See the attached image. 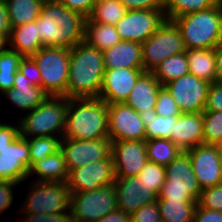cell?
<instances>
[{
	"label": "cell",
	"mask_w": 222,
	"mask_h": 222,
	"mask_svg": "<svg viewBox=\"0 0 222 222\" xmlns=\"http://www.w3.org/2000/svg\"><path fill=\"white\" fill-rule=\"evenodd\" d=\"M86 17L57 0H45L38 17L43 47L71 49L84 40Z\"/></svg>",
	"instance_id": "cell-1"
},
{
	"label": "cell",
	"mask_w": 222,
	"mask_h": 222,
	"mask_svg": "<svg viewBox=\"0 0 222 222\" xmlns=\"http://www.w3.org/2000/svg\"><path fill=\"white\" fill-rule=\"evenodd\" d=\"M104 72L102 51L85 41L78 43L70 49L66 97L68 99L99 97Z\"/></svg>",
	"instance_id": "cell-2"
},
{
	"label": "cell",
	"mask_w": 222,
	"mask_h": 222,
	"mask_svg": "<svg viewBox=\"0 0 222 222\" xmlns=\"http://www.w3.org/2000/svg\"><path fill=\"white\" fill-rule=\"evenodd\" d=\"M63 138L76 140L109 138L108 104L99 97L68 99Z\"/></svg>",
	"instance_id": "cell-3"
},
{
	"label": "cell",
	"mask_w": 222,
	"mask_h": 222,
	"mask_svg": "<svg viewBox=\"0 0 222 222\" xmlns=\"http://www.w3.org/2000/svg\"><path fill=\"white\" fill-rule=\"evenodd\" d=\"M178 27L186 50L212 49L222 41V11L219 5L172 20Z\"/></svg>",
	"instance_id": "cell-4"
},
{
	"label": "cell",
	"mask_w": 222,
	"mask_h": 222,
	"mask_svg": "<svg viewBox=\"0 0 222 222\" xmlns=\"http://www.w3.org/2000/svg\"><path fill=\"white\" fill-rule=\"evenodd\" d=\"M0 122V180L21 183L28 179L30 149L27 139L20 136L18 120Z\"/></svg>",
	"instance_id": "cell-5"
},
{
	"label": "cell",
	"mask_w": 222,
	"mask_h": 222,
	"mask_svg": "<svg viewBox=\"0 0 222 222\" xmlns=\"http://www.w3.org/2000/svg\"><path fill=\"white\" fill-rule=\"evenodd\" d=\"M68 98L65 96H48L36 108L18 118L20 136L62 137L65 131Z\"/></svg>",
	"instance_id": "cell-6"
},
{
	"label": "cell",
	"mask_w": 222,
	"mask_h": 222,
	"mask_svg": "<svg viewBox=\"0 0 222 222\" xmlns=\"http://www.w3.org/2000/svg\"><path fill=\"white\" fill-rule=\"evenodd\" d=\"M32 58L39 69L43 91L48 96L66 97L70 49L42 47Z\"/></svg>",
	"instance_id": "cell-7"
},
{
	"label": "cell",
	"mask_w": 222,
	"mask_h": 222,
	"mask_svg": "<svg viewBox=\"0 0 222 222\" xmlns=\"http://www.w3.org/2000/svg\"><path fill=\"white\" fill-rule=\"evenodd\" d=\"M32 183V185H31ZM28 196L20 205L19 213L56 214L70 213V189L67 182L31 181Z\"/></svg>",
	"instance_id": "cell-8"
},
{
	"label": "cell",
	"mask_w": 222,
	"mask_h": 222,
	"mask_svg": "<svg viewBox=\"0 0 222 222\" xmlns=\"http://www.w3.org/2000/svg\"><path fill=\"white\" fill-rule=\"evenodd\" d=\"M166 180L158 199L196 200L202 191L198 185L190 158L181 152L170 164L165 166Z\"/></svg>",
	"instance_id": "cell-9"
},
{
	"label": "cell",
	"mask_w": 222,
	"mask_h": 222,
	"mask_svg": "<svg viewBox=\"0 0 222 222\" xmlns=\"http://www.w3.org/2000/svg\"><path fill=\"white\" fill-rule=\"evenodd\" d=\"M186 51L181 33L172 20L165 21L142 43V64L152 72L165 58Z\"/></svg>",
	"instance_id": "cell-10"
},
{
	"label": "cell",
	"mask_w": 222,
	"mask_h": 222,
	"mask_svg": "<svg viewBox=\"0 0 222 222\" xmlns=\"http://www.w3.org/2000/svg\"><path fill=\"white\" fill-rule=\"evenodd\" d=\"M116 209L117 194L113 184L70 196L71 222H97Z\"/></svg>",
	"instance_id": "cell-11"
},
{
	"label": "cell",
	"mask_w": 222,
	"mask_h": 222,
	"mask_svg": "<svg viewBox=\"0 0 222 222\" xmlns=\"http://www.w3.org/2000/svg\"><path fill=\"white\" fill-rule=\"evenodd\" d=\"M210 83L191 73L165 84L181 113H200L205 110Z\"/></svg>",
	"instance_id": "cell-12"
},
{
	"label": "cell",
	"mask_w": 222,
	"mask_h": 222,
	"mask_svg": "<svg viewBox=\"0 0 222 222\" xmlns=\"http://www.w3.org/2000/svg\"><path fill=\"white\" fill-rule=\"evenodd\" d=\"M165 19L164 9L127 10L115 28L121 40L142 44L157 31Z\"/></svg>",
	"instance_id": "cell-13"
},
{
	"label": "cell",
	"mask_w": 222,
	"mask_h": 222,
	"mask_svg": "<svg viewBox=\"0 0 222 222\" xmlns=\"http://www.w3.org/2000/svg\"><path fill=\"white\" fill-rule=\"evenodd\" d=\"M61 151L68 172L111 156L112 141L110 138L95 140H76L73 138H62Z\"/></svg>",
	"instance_id": "cell-14"
},
{
	"label": "cell",
	"mask_w": 222,
	"mask_h": 222,
	"mask_svg": "<svg viewBox=\"0 0 222 222\" xmlns=\"http://www.w3.org/2000/svg\"><path fill=\"white\" fill-rule=\"evenodd\" d=\"M116 180L112 155L104 160L87 163L69 172L70 193L89 192L114 184Z\"/></svg>",
	"instance_id": "cell-15"
},
{
	"label": "cell",
	"mask_w": 222,
	"mask_h": 222,
	"mask_svg": "<svg viewBox=\"0 0 222 222\" xmlns=\"http://www.w3.org/2000/svg\"><path fill=\"white\" fill-rule=\"evenodd\" d=\"M108 132L111 141L145 140L146 126L139 113L125 103L108 104Z\"/></svg>",
	"instance_id": "cell-16"
},
{
	"label": "cell",
	"mask_w": 222,
	"mask_h": 222,
	"mask_svg": "<svg viewBox=\"0 0 222 222\" xmlns=\"http://www.w3.org/2000/svg\"><path fill=\"white\" fill-rule=\"evenodd\" d=\"M185 152L190 158L201 190L222 183V161L218 145L202 144Z\"/></svg>",
	"instance_id": "cell-17"
},
{
	"label": "cell",
	"mask_w": 222,
	"mask_h": 222,
	"mask_svg": "<svg viewBox=\"0 0 222 222\" xmlns=\"http://www.w3.org/2000/svg\"><path fill=\"white\" fill-rule=\"evenodd\" d=\"M111 155L116 178L138 176L148 161L146 140L112 141Z\"/></svg>",
	"instance_id": "cell-18"
},
{
	"label": "cell",
	"mask_w": 222,
	"mask_h": 222,
	"mask_svg": "<svg viewBox=\"0 0 222 222\" xmlns=\"http://www.w3.org/2000/svg\"><path fill=\"white\" fill-rule=\"evenodd\" d=\"M113 185L117 194V209L130 215L158 199V194L139 176L116 178Z\"/></svg>",
	"instance_id": "cell-19"
},
{
	"label": "cell",
	"mask_w": 222,
	"mask_h": 222,
	"mask_svg": "<svg viewBox=\"0 0 222 222\" xmlns=\"http://www.w3.org/2000/svg\"><path fill=\"white\" fill-rule=\"evenodd\" d=\"M144 72L143 68L105 69L99 98L107 104L124 103Z\"/></svg>",
	"instance_id": "cell-20"
},
{
	"label": "cell",
	"mask_w": 222,
	"mask_h": 222,
	"mask_svg": "<svg viewBox=\"0 0 222 222\" xmlns=\"http://www.w3.org/2000/svg\"><path fill=\"white\" fill-rule=\"evenodd\" d=\"M170 140L183 152L204 144L203 112L181 113L174 123Z\"/></svg>",
	"instance_id": "cell-21"
},
{
	"label": "cell",
	"mask_w": 222,
	"mask_h": 222,
	"mask_svg": "<svg viewBox=\"0 0 222 222\" xmlns=\"http://www.w3.org/2000/svg\"><path fill=\"white\" fill-rule=\"evenodd\" d=\"M2 95L23 112H30L48 97L42 87L30 82L20 71L15 74L13 87Z\"/></svg>",
	"instance_id": "cell-22"
},
{
	"label": "cell",
	"mask_w": 222,
	"mask_h": 222,
	"mask_svg": "<svg viewBox=\"0 0 222 222\" xmlns=\"http://www.w3.org/2000/svg\"><path fill=\"white\" fill-rule=\"evenodd\" d=\"M162 87L152 72H144L124 103L138 113L155 111L157 94Z\"/></svg>",
	"instance_id": "cell-23"
},
{
	"label": "cell",
	"mask_w": 222,
	"mask_h": 222,
	"mask_svg": "<svg viewBox=\"0 0 222 222\" xmlns=\"http://www.w3.org/2000/svg\"><path fill=\"white\" fill-rule=\"evenodd\" d=\"M102 53L105 69L143 68L141 43L122 40Z\"/></svg>",
	"instance_id": "cell-24"
},
{
	"label": "cell",
	"mask_w": 222,
	"mask_h": 222,
	"mask_svg": "<svg viewBox=\"0 0 222 222\" xmlns=\"http://www.w3.org/2000/svg\"><path fill=\"white\" fill-rule=\"evenodd\" d=\"M6 46L17 51L23 57H32L43 47L38 33V19L15 28H11Z\"/></svg>",
	"instance_id": "cell-25"
},
{
	"label": "cell",
	"mask_w": 222,
	"mask_h": 222,
	"mask_svg": "<svg viewBox=\"0 0 222 222\" xmlns=\"http://www.w3.org/2000/svg\"><path fill=\"white\" fill-rule=\"evenodd\" d=\"M34 174L37 177L33 180L37 182H67L69 172L63 152L59 150L53 155L36 160L29 168L28 178Z\"/></svg>",
	"instance_id": "cell-26"
},
{
	"label": "cell",
	"mask_w": 222,
	"mask_h": 222,
	"mask_svg": "<svg viewBox=\"0 0 222 222\" xmlns=\"http://www.w3.org/2000/svg\"><path fill=\"white\" fill-rule=\"evenodd\" d=\"M189 73L196 77L214 83L216 80V57L212 49L186 50Z\"/></svg>",
	"instance_id": "cell-27"
},
{
	"label": "cell",
	"mask_w": 222,
	"mask_h": 222,
	"mask_svg": "<svg viewBox=\"0 0 222 222\" xmlns=\"http://www.w3.org/2000/svg\"><path fill=\"white\" fill-rule=\"evenodd\" d=\"M45 0H6L10 28H15L38 19Z\"/></svg>",
	"instance_id": "cell-28"
},
{
	"label": "cell",
	"mask_w": 222,
	"mask_h": 222,
	"mask_svg": "<svg viewBox=\"0 0 222 222\" xmlns=\"http://www.w3.org/2000/svg\"><path fill=\"white\" fill-rule=\"evenodd\" d=\"M83 41L103 52L122 40L114 25L86 22Z\"/></svg>",
	"instance_id": "cell-29"
},
{
	"label": "cell",
	"mask_w": 222,
	"mask_h": 222,
	"mask_svg": "<svg viewBox=\"0 0 222 222\" xmlns=\"http://www.w3.org/2000/svg\"><path fill=\"white\" fill-rule=\"evenodd\" d=\"M162 222H193L196 200L157 199Z\"/></svg>",
	"instance_id": "cell-30"
},
{
	"label": "cell",
	"mask_w": 222,
	"mask_h": 222,
	"mask_svg": "<svg viewBox=\"0 0 222 222\" xmlns=\"http://www.w3.org/2000/svg\"><path fill=\"white\" fill-rule=\"evenodd\" d=\"M154 77L164 86L170 81L189 73L186 51L165 58L153 71Z\"/></svg>",
	"instance_id": "cell-31"
},
{
	"label": "cell",
	"mask_w": 222,
	"mask_h": 222,
	"mask_svg": "<svg viewBox=\"0 0 222 222\" xmlns=\"http://www.w3.org/2000/svg\"><path fill=\"white\" fill-rule=\"evenodd\" d=\"M127 9L120 0H96L91 15L86 22L116 25Z\"/></svg>",
	"instance_id": "cell-32"
},
{
	"label": "cell",
	"mask_w": 222,
	"mask_h": 222,
	"mask_svg": "<svg viewBox=\"0 0 222 222\" xmlns=\"http://www.w3.org/2000/svg\"><path fill=\"white\" fill-rule=\"evenodd\" d=\"M140 118L146 126L145 140L151 139H170L171 131L174 128V123L177 122L179 116L163 117L157 115L155 111L147 113H139Z\"/></svg>",
	"instance_id": "cell-33"
},
{
	"label": "cell",
	"mask_w": 222,
	"mask_h": 222,
	"mask_svg": "<svg viewBox=\"0 0 222 222\" xmlns=\"http://www.w3.org/2000/svg\"><path fill=\"white\" fill-rule=\"evenodd\" d=\"M146 149L147 159L164 167L183 152L170 139L164 138L146 140Z\"/></svg>",
	"instance_id": "cell-34"
},
{
	"label": "cell",
	"mask_w": 222,
	"mask_h": 222,
	"mask_svg": "<svg viewBox=\"0 0 222 222\" xmlns=\"http://www.w3.org/2000/svg\"><path fill=\"white\" fill-rule=\"evenodd\" d=\"M23 56L5 46L0 51V92L3 94L13 87L15 74Z\"/></svg>",
	"instance_id": "cell-35"
},
{
	"label": "cell",
	"mask_w": 222,
	"mask_h": 222,
	"mask_svg": "<svg viewBox=\"0 0 222 222\" xmlns=\"http://www.w3.org/2000/svg\"><path fill=\"white\" fill-rule=\"evenodd\" d=\"M218 4V0H165L164 16L173 20L178 16L202 11Z\"/></svg>",
	"instance_id": "cell-36"
},
{
	"label": "cell",
	"mask_w": 222,
	"mask_h": 222,
	"mask_svg": "<svg viewBox=\"0 0 222 222\" xmlns=\"http://www.w3.org/2000/svg\"><path fill=\"white\" fill-rule=\"evenodd\" d=\"M30 149V166L44 157L53 155L61 150L62 137L44 136L27 138Z\"/></svg>",
	"instance_id": "cell-37"
},
{
	"label": "cell",
	"mask_w": 222,
	"mask_h": 222,
	"mask_svg": "<svg viewBox=\"0 0 222 222\" xmlns=\"http://www.w3.org/2000/svg\"><path fill=\"white\" fill-rule=\"evenodd\" d=\"M203 141L207 145L222 144V111H203Z\"/></svg>",
	"instance_id": "cell-38"
},
{
	"label": "cell",
	"mask_w": 222,
	"mask_h": 222,
	"mask_svg": "<svg viewBox=\"0 0 222 222\" xmlns=\"http://www.w3.org/2000/svg\"><path fill=\"white\" fill-rule=\"evenodd\" d=\"M138 176L159 195L166 180L165 167L148 160Z\"/></svg>",
	"instance_id": "cell-39"
},
{
	"label": "cell",
	"mask_w": 222,
	"mask_h": 222,
	"mask_svg": "<svg viewBox=\"0 0 222 222\" xmlns=\"http://www.w3.org/2000/svg\"><path fill=\"white\" fill-rule=\"evenodd\" d=\"M155 113L163 117L179 116L181 111L169 91L163 86L157 94Z\"/></svg>",
	"instance_id": "cell-40"
},
{
	"label": "cell",
	"mask_w": 222,
	"mask_h": 222,
	"mask_svg": "<svg viewBox=\"0 0 222 222\" xmlns=\"http://www.w3.org/2000/svg\"><path fill=\"white\" fill-rule=\"evenodd\" d=\"M197 204L210 210L222 211V183L202 189Z\"/></svg>",
	"instance_id": "cell-41"
},
{
	"label": "cell",
	"mask_w": 222,
	"mask_h": 222,
	"mask_svg": "<svg viewBox=\"0 0 222 222\" xmlns=\"http://www.w3.org/2000/svg\"><path fill=\"white\" fill-rule=\"evenodd\" d=\"M131 222H162L157 201L146 204L131 215Z\"/></svg>",
	"instance_id": "cell-42"
},
{
	"label": "cell",
	"mask_w": 222,
	"mask_h": 222,
	"mask_svg": "<svg viewBox=\"0 0 222 222\" xmlns=\"http://www.w3.org/2000/svg\"><path fill=\"white\" fill-rule=\"evenodd\" d=\"M20 183L8 180H0V216L5 210H8L13 203V189Z\"/></svg>",
	"instance_id": "cell-43"
},
{
	"label": "cell",
	"mask_w": 222,
	"mask_h": 222,
	"mask_svg": "<svg viewBox=\"0 0 222 222\" xmlns=\"http://www.w3.org/2000/svg\"><path fill=\"white\" fill-rule=\"evenodd\" d=\"M204 111H222V83H211Z\"/></svg>",
	"instance_id": "cell-44"
},
{
	"label": "cell",
	"mask_w": 222,
	"mask_h": 222,
	"mask_svg": "<svg viewBox=\"0 0 222 222\" xmlns=\"http://www.w3.org/2000/svg\"><path fill=\"white\" fill-rule=\"evenodd\" d=\"M30 82H34L37 86L41 87V75L36 62L32 57H23L20 62L19 69Z\"/></svg>",
	"instance_id": "cell-45"
},
{
	"label": "cell",
	"mask_w": 222,
	"mask_h": 222,
	"mask_svg": "<svg viewBox=\"0 0 222 222\" xmlns=\"http://www.w3.org/2000/svg\"><path fill=\"white\" fill-rule=\"evenodd\" d=\"M23 214L21 222H71L70 213Z\"/></svg>",
	"instance_id": "cell-46"
},
{
	"label": "cell",
	"mask_w": 222,
	"mask_h": 222,
	"mask_svg": "<svg viewBox=\"0 0 222 222\" xmlns=\"http://www.w3.org/2000/svg\"><path fill=\"white\" fill-rule=\"evenodd\" d=\"M127 10L164 9L165 0H120Z\"/></svg>",
	"instance_id": "cell-47"
},
{
	"label": "cell",
	"mask_w": 222,
	"mask_h": 222,
	"mask_svg": "<svg viewBox=\"0 0 222 222\" xmlns=\"http://www.w3.org/2000/svg\"><path fill=\"white\" fill-rule=\"evenodd\" d=\"M70 10L79 12L88 18L93 10L96 0H57Z\"/></svg>",
	"instance_id": "cell-48"
},
{
	"label": "cell",
	"mask_w": 222,
	"mask_h": 222,
	"mask_svg": "<svg viewBox=\"0 0 222 222\" xmlns=\"http://www.w3.org/2000/svg\"><path fill=\"white\" fill-rule=\"evenodd\" d=\"M193 222H222V211L210 210L197 204Z\"/></svg>",
	"instance_id": "cell-49"
},
{
	"label": "cell",
	"mask_w": 222,
	"mask_h": 222,
	"mask_svg": "<svg viewBox=\"0 0 222 222\" xmlns=\"http://www.w3.org/2000/svg\"><path fill=\"white\" fill-rule=\"evenodd\" d=\"M10 30L11 28L8 21L7 7L5 2L0 1V38H3L5 41H7Z\"/></svg>",
	"instance_id": "cell-50"
},
{
	"label": "cell",
	"mask_w": 222,
	"mask_h": 222,
	"mask_svg": "<svg viewBox=\"0 0 222 222\" xmlns=\"http://www.w3.org/2000/svg\"><path fill=\"white\" fill-rule=\"evenodd\" d=\"M97 222H131V215L128 213H124L120 209H116L108 213Z\"/></svg>",
	"instance_id": "cell-51"
},
{
	"label": "cell",
	"mask_w": 222,
	"mask_h": 222,
	"mask_svg": "<svg viewBox=\"0 0 222 222\" xmlns=\"http://www.w3.org/2000/svg\"><path fill=\"white\" fill-rule=\"evenodd\" d=\"M216 57V80L215 82L222 83V41L214 47Z\"/></svg>",
	"instance_id": "cell-52"
},
{
	"label": "cell",
	"mask_w": 222,
	"mask_h": 222,
	"mask_svg": "<svg viewBox=\"0 0 222 222\" xmlns=\"http://www.w3.org/2000/svg\"><path fill=\"white\" fill-rule=\"evenodd\" d=\"M6 46V41L3 38H0V51Z\"/></svg>",
	"instance_id": "cell-53"
},
{
	"label": "cell",
	"mask_w": 222,
	"mask_h": 222,
	"mask_svg": "<svg viewBox=\"0 0 222 222\" xmlns=\"http://www.w3.org/2000/svg\"><path fill=\"white\" fill-rule=\"evenodd\" d=\"M218 5L220 7V10L222 11V0H218Z\"/></svg>",
	"instance_id": "cell-54"
},
{
	"label": "cell",
	"mask_w": 222,
	"mask_h": 222,
	"mask_svg": "<svg viewBox=\"0 0 222 222\" xmlns=\"http://www.w3.org/2000/svg\"><path fill=\"white\" fill-rule=\"evenodd\" d=\"M219 148H220V155H221V161H222V144L219 145Z\"/></svg>",
	"instance_id": "cell-55"
}]
</instances>
